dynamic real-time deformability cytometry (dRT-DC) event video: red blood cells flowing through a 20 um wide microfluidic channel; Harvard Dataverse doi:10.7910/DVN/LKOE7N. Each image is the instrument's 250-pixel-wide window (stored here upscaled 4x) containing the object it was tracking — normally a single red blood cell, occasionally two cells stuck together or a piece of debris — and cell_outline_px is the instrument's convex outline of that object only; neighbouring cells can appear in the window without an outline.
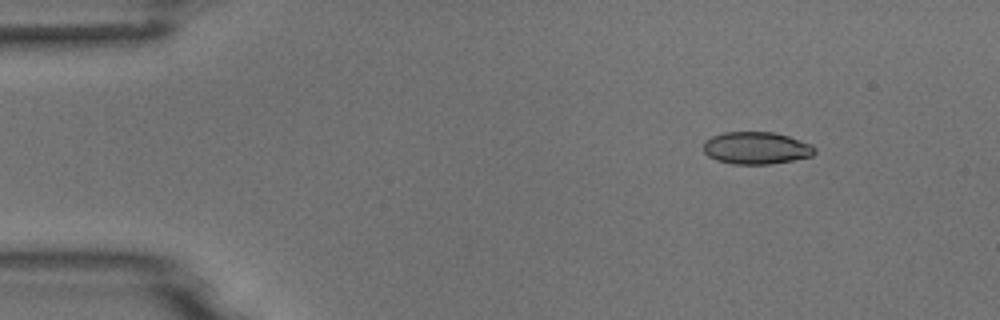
{"species": "common noctule bat (a hibernating species)", "species_latin": "Nyctalus noctula", "temperature_condition": "room temperature", "stored_images_in_passage": 3, "camera_frame_rate_fps": 3000, "um_per_image_px": 0.085, "animal": {"sex": "male", "body_mass_g": 18.8}, "frame": {"image": 1, "passage_image": 1, "time_ms": 0.0, "image_size_px": [1000, 320], "cell_outline_px": [[816, 152], [812, 156], [792, 160], [768, 164], [732, 164], [716, 160], [708, 156], [704, 152], [704, 140], [712, 136], [724, 132], [772, 132], [788, 136], [812, 144], [816, 148]], "centroid_in_image_um": [64.28, 12.58], "position_along_channel_um": 20.7, "area_um2": 20.98}}
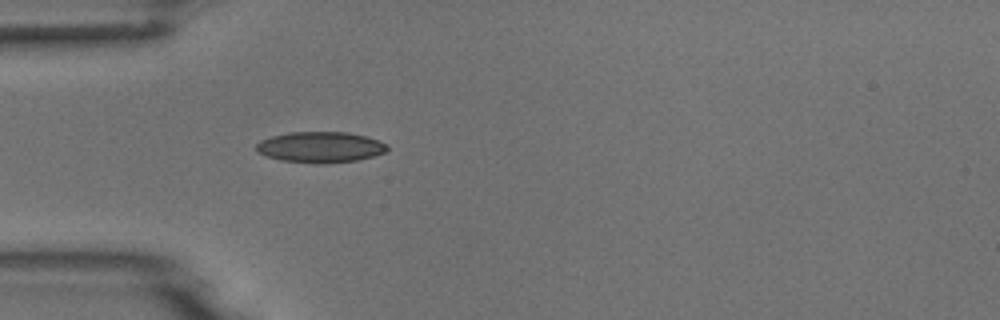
{"frame": {"image": 2, "passage_image": 3, "time_ms": 3.0, "image_size_px": [1000, 320], "cell_outline_px": [[388, 148], [384, 152], [372, 156], [356, 160], [324, 164], [320, 164], [280, 160], [268, 156], [260, 152], [256, 148], [256, 144], [260, 140], [272, 136], [288, 132], [348, 132], [364, 136], [388, 144]], "centroid_in_image_um": [27.22, 12.5], "position_along_channel_um": 57.8, "area_um2": 23.35}}